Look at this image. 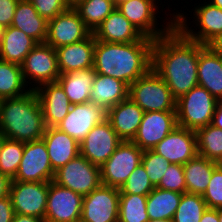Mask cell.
Segmentation results:
<instances>
[{"instance_id": "6da1fadb", "label": "cell", "mask_w": 222, "mask_h": 222, "mask_svg": "<svg viewBox=\"0 0 222 222\" xmlns=\"http://www.w3.org/2000/svg\"><path fill=\"white\" fill-rule=\"evenodd\" d=\"M206 46L188 39L176 26L154 40L152 68L176 100L198 85L199 53Z\"/></svg>"}, {"instance_id": "7a4b0ae2", "label": "cell", "mask_w": 222, "mask_h": 222, "mask_svg": "<svg viewBox=\"0 0 222 222\" xmlns=\"http://www.w3.org/2000/svg\"><path fill=\"white\" fill-rule=\"evenodd\" d=\"M154 40L143 37L130 43L95 42L93 68L97 74L114 77L130 86L153 64Z\"/></svg>"}, {"instance_id": "3957f363", "label": "cell", "mask_w": 222, "mask_h": 222, "mask_svg": "<svg viewBox=\"0 0 222 222\" xmlns=\"http://www.w3.org/2000/svg\"><path fill=\"white\" fill-rule=\"evenodd\" d=\"M46 130L43 111L35 90L0 100V132L8 139L31 142Z\"/></svg>"}, {"instance_id": "277c9868", "label": "cell", "mask_w": 222, "mask_h": 222, "mask_svg": "<svg viewBox=\"0 0 222 222\" xmlns=\"http://www.w3.org/2000/svg\"><path fill=\"white\" fill-rule=\"evenodd\" d=\"M197 1L198 0L195 1L196 3L193 2L194 4L192 2L190 3L191 5L189 4L190 14L187 13V11L184 12L186 5L184 7L182 6L183 11L181 9L178 10V8L176 9L175 7L172 10L171 7L173 6L172 4L170 5V2L169 4L166 2L168 6L167 10L175 16V26L188 39L197 41L200 44L208 45L222 33V9L212 5L207 0H200L198 3ZM189 15L192 17H188Z\"/></svg>"}, {"instance_id": "5b68a950", "label": "cell", "mask_w": 222, "mask_h": 222, "mask_svg": "<svg viewBox=\"0 0 222 222\" xmlns=\"http://www.w3.org/2000/svg\"><path fill=\"white\" fill-rule=\"evenodd\" d=\"M161 2L162 0H119L116 1V9L145 37L156 40L175 26V16L168 14L164 10L166 4ZM160 7L162 11L159 9ZM161 12L170 17H160ZM160 19L161 21H159ZM162 19L164 20L162 21Z\"/></svg>"}, {"instance_id": "8992f818", "label": "cell", "mask_w": 222, "mask_h": 222, "mask_svg": "<svg viewBox=\"0 0 222 222\" xmlns=\"http://www.w3.org/2000/svg\"><path fill=\"white\" fill-rule=\"evenodd\" d=\"M128 97L144 112L176 111V99L153 68L129 86Z\"/></svg>"}, {"instance_id": "52a82bcc", "label": "cell", "mask_w": 222, "mask_h": 222, "mask_svg": "<svg viewBox=\"0 0 222 222\" xmlns=\"http://www.w3.org/2000/svg\"><path fill=\"white\" fill-rule=\"evenodd\" d=\"M218 100L202 86L193 87L176 100L177 124L196 131L212 122Z\"/></svg>"}, {"instance_id": "ba28073f", "label": "cell", "mask_w": 222, "mask_h": 222, "mask_svg": "<svg viewBox=\"0 0 222 222\" xmlns=\"http://www.w3.org/2000/svg\"><path fill=\"white\" fill-rule=\"evenodd\" d=\"M21 68L24 82L30 90L57 82L60 72L56 49L45 43H38L25 57Z\"/></svg>"}, {"instance_id": "9c48e42d", "label": "cell", "mask_w": 222, "mask_h": 222, "mask_svg": "<svg viewBox=\"0 0 222 222\" xmlns=\"http://www.w3.org/2000/svg\"><path fill=\"white\" fill-rule=\"evenodd\" d=\"M53 182L85 196L102 184L100 167L79 154L55 171Z\"/></svg>"}, {"instance_id": "30bf717a", "label": "cell", "mask_w": 222, "mask_h": 222, "mask_svg": "<svg viewBox=\"0 0 222 222\" xmlns=\"http://www.w3.org/2000/svg\"><path fill=\"white\" fill-rule=\"evenodd\" d=\"M143 152L132 141H122L100 167L102 184L120 189L134 169L141 164Z\"/></svg>"}, {"instance_id": "8fae6325", "label": "cell", "mask_w": 222, "mask_h": 222, "mask_svg": "<svg viewBox=\"0 0 222 222\" xmlns=\"http://www.w3.org/2000/svg\"><path fill=\"white\" fill-rule=\"evenodd\" d=\"M48 182L11 181L9 195L15 214L45 218Z\"/></svg>"}, {"instance_id": "7c38bea8", "label": "cell", "mask_w": 222, "mask_h": 222, "mask_svg": "<svg viewBox=\"0 0 222 222\" xmlns=\"http://www.w3.org/2000/svg\"><path fill=\"white\" fill-rule=\"evenodd\" d=\"M54 174L44 140L25 142L18 172L12 181L48 182L53 181Z\"/></svg>"}, {"instance_id": "4fadbf2b", "label": "cell", "mask_w": 222, "mask_h": 222, "mask_svg": "<svg viewBox=\"0 0 222 222\" xmlns=\"http://www.w3.org/2000/svg\"><path fill=\"white\" fill-rule=\"evenodd\" d=\"M92 34L77 11L68 7L64 12L48 21L45 44L54 49L80 42Z\"/></svg>"}, {"instance_id": "5bb4252c", "label": "cell", "mask_w": 222, "mask_h": 222, "mask_svg": "<svg viewBox=\"0 0 222 222\" xmlns=\"http://www.w3.org/2000/svg\"><path fill=\"white\" fill-rule=\"evenodd\" d=\"M123 140L117 135L108 119L94 126L79 143L80 155L101 167Z\"/></svg>"}, {"instance_id": "9a60e30c", "label": "cell", "mask_w": 222, "mask_h": 222, "mask_svg": "<svg viewBox=\"0 0 222 222\" xmlns=\"http://www.w3.org/2000/svg\"><path fill=\"white\" fill-rule=\"evenodd\" d=\"M120 191L101 184L83 198L80 222H118Z\"/></svg>"}, {"instance_id": "2e32d148", "label": "cell", "mask_w": 222, "mask_h": 222, "mask_svg": "<svg viewBox=\"0 0 222 222\" xmlns=\"http://www.w3.org/2000/svg\"><path fill=\"white\" fill-rule=\"evenodd\" d=\"M83 198L81 194L50 181L45 222H80Z\"/></svg>"}, {"instance_id": "e0dca14e", "label": "cell", "mask_w": 222, "mask_h": 222, "mask_svg": "<svg viewBox=\"0 0 222 222\" xmlns=\"http://www.w3.org/2000/svg\"><path fill=\"white\" fill-rule=\"evenodd\" d=\"M107 119V111L92 102L72 105L65 118L56 126L77 142H81L91 129Z\"/></svg>"}, {"instance_id": "ac0fdd59", "label": "cell", "mask_w": 222, "mask_h": 222, "mask_svg": "<svg viewBox=\"0 0 222 222\" xmlns=\"http://www.w3.org/2000/svg\"><path fill=\"white\" fill-rule=\"evenodd\" d=\"M176 126V111L144 112L136 136L132 142L141 150H152Z\"/></svg>"}, {"instance_id": "d6986e66", "label": "cell", "mask_w": 222, "mask_h": 222, "mask_svg": "<svg viewBox=\"0 0 222 222\" xmlns=\"http://www.w3.org/2000/svg\"><path fill=\"white\" fill-rule=\"evenodd\" d=\"M152 150L169 163L184 165L198 155L196 132L176 126Z\"/></svg>"}, {"instance_id": "ffe728a7", "label": "cell", "mask_w": 222, "mask_h": 222, "mask_svg": "<svg viewBox=\"0 0 222 222\" xmlns=\"http://www.w3.org/2000/svg\"><path fill=\"white\" fill-rule=\"evenodd\" d=\"M35 92L41 104L46 127H56L72 107L67 95L58 82L39 86Z\"/></svg>"}, {"instance_id": "44dd1931", "label": "cell", "mask_w": 222, "mask_h": 222, "mask_svg": "<svg viewBox=\"0 0 222 222\" xmlns=\"http://www.w3.org/2000/svg\"><path fill=\"white\" fill-rule=\"evenodd\" d=\"M95 36L56 48L60 74L92 68L94 64Z\"/></svg>"}, {"instance_id": "7402d4cb", "label": "cell", "mask_w": 222, "mask_h": 222, "mask_svg": "<svg viewBox=\"0 0 222 222\" xmlns=\"http://www.w3.org/2000/svg\"><path fill=\"white\" fill-rule=\"evenodd\" d=\"M144 111L129 97L107 111V119L123 141L136 136Z\"/></svg>"}, {"instance_id": "603a6c76", "label": "cell", "mask_w": 222, "mask_h": 222, "mask_svg": "<svg viewBox=\"0 0 222 222\" xmlns=\"http://www.w3.org/2000/svg\"><path fill=\"white\" fill-rule=\"evenodd\" d=\"M42 139L54 172L80 154L79 142L57 127H46Z\"/></svg>"}, {"instance_id": "cb8c5ba5", "label": "cell", "mask_w": 222, "mask_h": 222, "mask_svg": "<svg viewBox=\"0 0 222 222\" xmlns=\"http://www.w3.org/2000/svg\"><path fill=\"white\" fill-rule=\"evenodd\" d=\"M95 39L109 43L140 41L144 35L115 9L93 32Z\"/></svg>"}, {"instance_id": "d4e9b609", "label": "cell", "mask_w": 222, "mask_h": 222, "mask_svg": "<svg viewBox=\"0 0 222 222\" xmlns=\"http://www.w3.org/2000/svg\"><path fill=\"white\" fill-rule=\"evenodd\" d=\"M129 86L114 77L97 74L90 91V102L106 111L128 98Z\"/></svg>"}, {"instance_id": "484cf974", "label": "cell", "mask_w": 222, "mask_h": 222, "mask_svg": "<svg viewBox=\"0 0 222 222\" xmlns=\"http://www.w3.org/2000/svg\"><path fill=\"white\" fill-rule=\"evenodd\" d=\"M198 85L222 100V71L219 56L208 45L199 53Z\"/></svg>"}, {"instance_id": "4316f807", "label": "cell", "mask_w": 222, "mask_h": 222, "mask_svg": "<svg viewBox=\"0 0 222 222\" xmlns=\"http://www.w3.org/2000/svg\"><path fill=\"white\" fill-rule=\"evenodd\" d=\"M11 26L20 29L38 43L46 40L48 21L39 15L29 0L18 1Z\"/></svg>"}, {"instance_id": "83f0119b", "label": "cell", "mask_w": 222, "mask_h": 222, "mask_svg": "<svg viewBox=\"0 0 222 222\" xmlns=\"http://www.w3.org/2000/svg\"><path fill=\"white\" fill-rule=\"evenodd\" d=\"M38 44L32 37L13 26L5 27L0 42V59L22 65L25 57Z\"/></svg>"}, {"instance_id": "f1b7e54d", "label": "cell", "mask_w": 222, "mask_h": 222, "mask_svg": "<svg viewBox=\"0 0 222 222\" xmlns=\"http://www.w3.org/2000/svg\"><path fill=\"white\" fill-rule=\"evenodd\" d=\"M96 72L94 68L60 74L57 82L63 88L72 105L90 102V91Z\"/></svg>"}, {"instance_id": "f546056e", "label": "cell", "mask_w": 222, "mask_h": 222, "mask_svg": "<svg viewBox=\"0 0 222 222\" xmlns=\"http://www.w3.org/2000/svg\"><path fill=\"white\" fill-rule=\"evenodd\" d=\"M217 162L197 155L183 165L186 193L203 195Z\"/></svg>"}, {"instance_id": "4dcf8cb0", "label": "cell", "mask_w": 222, "mask_h": 222, "mask_svg": "<svg viewBox=\"0 0 222 222\" xmlns=\"http://www.w3.org/2000/svg\"><path fill=\"white\" fill-rule=\"evenodd\" d=\"M183 193L155 187L148 195L146 208L150 220H172Z\"/></svg>"}, {"instance_id": "1f68e13d", "label": "cell", "mask_w": 222, "mask_h": 222, "mask_svg": "<svg viewBox=\"0 0 222 222\" xmlns=\"http://www.w3.org/2000/svg\"><path fill=\"white\" fill-rule=\"evenodd\" d=\"M29 90L21 66L0 59V100L21 96Z\"/></svg>"}, {"instance_id": "d6a6232c", "label": "cell", "mask_w": 222, "mask_h": 222, "mask_svg": "<svg viewBox=\"0 0 222 222\" xmlns=\"http://www.w3.org/2000/svg\"><path fill=\"white\" fill-rule=\"evenodd\" d=\"M93 33L116 9L115 0H84L73 7Z\"/></svg>"}, {"instance_id": "836d02e7", "label": "cell", "mask_w": 222, "mask_h": 222, "mask_svg": "<svg viewBox=\"0 0 222 222\" xmlns=\"http://www.w3.org/2000/svg\"><path fill=\"white\" fill-rule=\"evenodd\" d=\"M195 132L198 155L217 162L222 157V129L209 124Z\"/></svg>"}, {"instance_id": "e575fe53", "label": "cell", "mask_w": 222, "mask_h": 222, "mask_svg": "<svg viewBox=\"0 0 222 222\" xmlns=\"http://www.w3.org/2000/svg\"><path fill=\"white\" fill-rule=\"evenodd\" d=\"M147 195L120 194L118 222H147Z\"/></svg>"}, {"instance_id": "d590c367", "label": "cell", "mask_w": 222, "mask_h": 222, "mask_svg": "<svg viewBox=\"0 0 222 222\" xmlns=\"http://www.w3.org/2000/svg\"><path fill=\"white\" fill-rule=\"evenodd\" d=\"M207 208L202 195L183 193L172 220L173 222H200Z\"/></svg>"}, {"instance_id": "8d00e7d4", "label": "cell", "mask_w": 222, "mask_h": 222, "mask_svg": "<svg viewBox=\"0 0 222 222\" xmlns=\"http://www.w3.org/2000/svg\"><path fill=\"white\" fill-rule=\"evenodd\" d=\"M24 142L6 138L0 151V172L13 180L18 172Z\"/></svg>"}, {"instance_id": "74e56055", "label": "cell", "mask_w": 222, "mask_h": 222, "mask_svg": "<svg viewBox=\"0 0 222 222\" xmlns=\"http://www.w3.org/2000/svg\"><path fill=\"white\" fill-rule=\"evenodd\" d=\"M155 187L150 181L144 166L139 164L120 187V194L148 195Z\"/></svg>"}, {"instance_id": "f35d334b", "label": "cell", "mask_w": 222, "mask_h": 222, "mask_svg": "<svg viewBox=\"0 0 222 222\" xmlns=\"http://www.w3.org/2000/svg\"><path fill=\"white\" fill-rule=\"evenodd\" d=\"M141 163L154 187L158 186L170 165L165 157L157 154L153 150H145L143 152Z\"/></svg>"}, {"instance_id": "ab89813d", "label": "cell", "mask_w": 222, "mask_h": 222, "mask_svg": "<svg viewBox=\"0 0 222 222\" xmlns=\"http://www.w3.org/2000/svg\"><path fill=\"white\" fill-rule=\"evenodd\" d=\"M157 188L186 193L183 165L170 163Z\"/></svg>"}, {"instance_id": "60d3db41", "label": "cell", "mask_w": 222, "mask_h": 222, "mask_svg": "<svg viewBox=\"0 0 222 222\" xmlns=\"http://www.w3.org/2000/svg\"><path fill=\"white\" fill-rule=\"evenodd\" d=\"M202 197L208 208H222V169L219 166L214 169Z\"/></svg>"}, {"instance_id": "b9f144b4", "label": "cell", "mask_w": 222, "mask_h": 222, "mask_svg": "<svg viewBox=\"0 0 222 222\" xmlns=\"http://www.w3.org/2000/svg\"><path fill=\"white\" fill-rule=\"evenodd\" d=\"M36 11L45 20L50 21L60 13L64 12L68 6L65 0H29Z\"/></svg>"}, {"instance_id": "7bdbcfd3", "label": "cell", "mask_w": 222, "mask_h": 222, "mask_svg": "<svg viewBox=\"0 0 222 222\" xmlns=\"http://www.w3.org/2000/svg\"><path fill=\"white\" fill-rule=\"evenodd\" d=\"M19 0H0V24L9 27L12 24Z\"/></svg>"}, {"instance_id": "ee69618b", "label": "cell", "mask_w": 222, "mask_h": 222, "mask_svg": "<svg viewBox=\"0 0 222 222\" xmlns=\"http://www.w3.org/2000/svg\"><path fill=\"white\" fill-rule=\"evenodd\" d=\"M14 215L10 195L0 199V222H12Z\"/></svg>"}, {"instance_id": "f6af8a7d", "label": "cell", "mask_w": 222, "mask_h": 222, "mask_svg": "<svg viewBox=\"0 0 222 222\" xmlns=\"http://www.w3.org/2000/svg\"><path fill=\"white\" fill-rule=\"evenodd\" d=\"M11 179L0 172V199L9 196Z\"/></svg>"}, {"instance_id": "bcb514c9", "label": "cell", "mask_w": 222, "mask_h": 222, "mask_svg": "<svg viewBox=\"0 0 222 222\" xmlns=\"http://www.w3.org/2000/svg\"><path fill=\"white\" fill-rule=\"evenodd\" d=\"M211 124L216 128L222 129V100H218Z\"/></svg>"}, {"instance_id": "7dc6e473", "label": "cell", "mask_w": 222, "mask_h": 222, "mask_svg": "<svg viewBox=\"0 0 222 222\" xmlns=\"http://www.w3.org/2000/svg\"><path fill=\"white\" fill-rule=\"evenodd\" d=\"M200 222H219L217 209L207 208L203 213Z\"/></svg>"}, {"instance_id": "c3c4849f", "label": "cell", "mask_w": 222, "mask_h": 222, "mask_svg": "<svg viewBox=\"0 0 222 222\" xmlns=\"http://www.w3.org/2000/svg\"><path fill=\"white\" fill-rule=\"evenodd\" d=\"M12 222H45V220L38 217L15 214Z\"/></svg>"}, {"instance_id": "681fc988", "label": "cell", "mask_w": 222, "mask_h": 222, "mask_svg": "<svg viewBox=\"0 0 222 222\" xmlns=\"http://www.w3.org/2000/svg\"><path fill=\"white\" fill-rule=\"evenodd\" d=\"M208 46L217 54H222V33L212 40Z\"/></svg>"}, {"instance_id": "f907efd6", "label": "cell", "mask_w": 222, "mask_h": 222, "mask_svg": "<svg viewBox=\"0 0 222 222\" xmlns=\"http://www.w3.org/2000/svg\"><path fill=\"white\" fill-rule=\"evenodd\" d=\"M84 0H65V3L68 7H75L79 2Z\"/></svg>"}, {"instance_id": "816d5d0a", "label": "cell", "mask_w": 222, "mask_h": 222, "mask_svg": "<svg viewBox=\"0 0 222 222\" xmlns=\"http://www.w3.org/2000/svg\"><path fill=\"white\" fill-rule=\"evenodd\" d=\"M207 1L210 2L212 5L222 9V0H207Z\"/></svg>"}, {"instance_id": "f5cc1de1", "label": "cell", "mask_w": 222, "mask_h": 222, "mask_svg": "<svg viewBox=\"0 0 222 222\" xmlns=\"http://www.w3.org/2000/svg\"><path fill=\"white\" fill-rule=\"evenodd\" d=\"M147 222H173V220L170 219H159V220H148Z\"/></svg>"}, {"instance_id": "db71d44e", "label": "cell", "mask_w": 222, "mask_h": 222, "mask_svg": "<svg viewBox=\"0 0 222 222\" xmlns=\"http://www.w3.org/2000/svg\"><path fill=\"white\" fill-rule=\"evenodd\" d=\"M5 139H6V137L0 132V151H1V148H2V145H3Z\"/></svg>"}, {"instance_id": "11a10c76", "label": "cell", "mask_w": 222, "mask_h": 222, "mask_svg": "<svg viewBox=\"0 0 222 222\" xmlns=\"http://www.w3.org/2000/svg\"><path fill=\"white\" fill-rule=\"evenodd\" d=\"M4 30H5V27L0 24V42L2 41V37H3V34H4Z\"/></svg>"}, {"instance_id": "9f6ffc18", "label": "cell", "mask_w": 222, "mask_h": 222, "mask_svg": "<svg viewBox=\"0 0 222 222\" xmlns=\"http://www.w3.org/2000/svg\"><path fill=\"white\" fill-rule=\"evenodd\" d=\"M218 218H219V222H222V208H218Z\"/></svg>"}, {"instance_id": "6f0895ef", "label": "cell", "mask_w": 222, "mask_h": 222, "mask_svg": "<svg viewBox=\"0 0 222 222\" xmlns=\"http://www.w3.org/2000/svg\"><path fill=\"white\" fill-rule=\"evenodd\" d=\"M217 165L222 169V157L217 161Z\"/></svg>"}, {"instance_id": "680465c9", "label": "cell", "mask_w": 222, "mask_h": 222, "mask_svg": "<svg viewBox=\"0 0 222 222\" xmlns=\"http://www.w3.org/2000/svg\"><path fill=\"white\" fill-rule=\"evenodd\" d=\"M219 56V60H220V64H221V71H222V54H218Z\"/></svg>"}]
</instances>
